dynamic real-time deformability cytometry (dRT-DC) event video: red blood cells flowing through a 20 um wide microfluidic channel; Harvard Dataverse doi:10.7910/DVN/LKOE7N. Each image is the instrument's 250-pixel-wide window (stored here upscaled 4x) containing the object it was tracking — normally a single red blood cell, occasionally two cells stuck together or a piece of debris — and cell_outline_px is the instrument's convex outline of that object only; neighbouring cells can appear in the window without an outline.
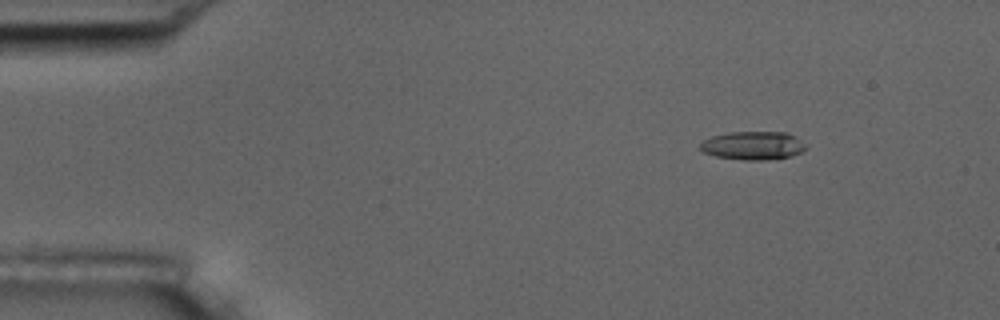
{"species": "common noctule bat (a hibernating species)", "species_latin": "Nyctalus noctula", "temperature_condition": "room temperature", "stored_images_in_passage": 9, "camera_frame_rate_fps": 3000, "um_per_image_px": 0.085, "animal": {"sex": "male", "body_mass_g": 17.5, "forearm_length_mm": 52.3}, "frame": {"image": 1, "passage_image": 2, "time_ms": 1.333, "image_size_px": [1000, 320], "cell_outline_px": [[804, 148], [800, 152], [792, 156], [764, 160], [744, 160], [716, 156], [704, 152], [700, 148], [700, 144], [704, 140], [712, 136], [728, 132], [788, 132], [796, 136], [804, 144]], "centroid_in_image_um": [64.0, 12.36], "position_along_channel_um": 21.0, "area_um2": 17.34}}
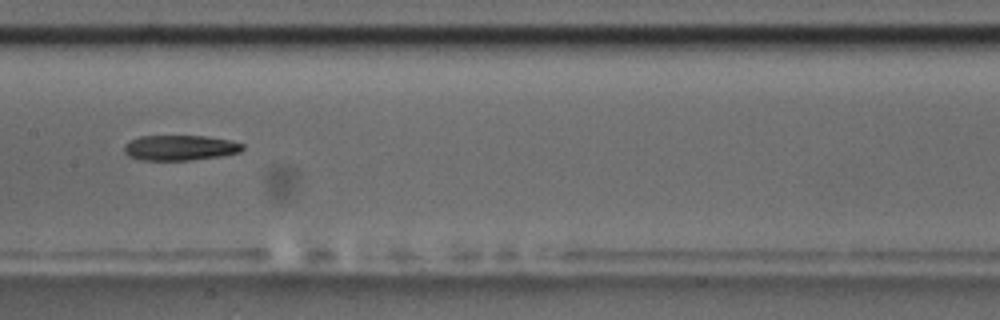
{"frame": {"image": 2, "passage_image": 8, "time_ms": 8.333, "image_size_px": [1000, 320], "cell_outline_px": [[244, 148], [240, 152], [220, 156], [192, 160], [140, 160], [128, 156], [124, 152], [124, 144], [140, 136], [204, 136], [228, 140], [244, 144]], "centroid_in_image_um": [15.28, 12.56], "position_along_channel_um": 192.1, "area_um2": 17.4}}
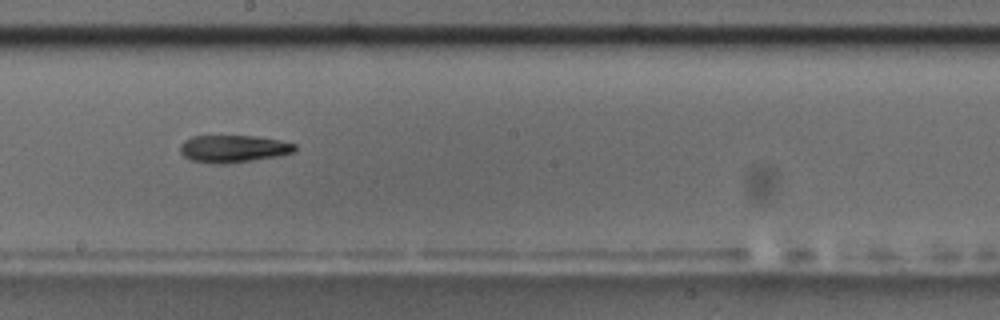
{"frame": {"image": 3, "passage_image": 9, "time_ms": 9.333, "image_size_px": [1000, 320], "cell_outline_px": [[296, 152], [276, 156], [252, 160], [224, 164], [216, 164], [192, 160], [184, 156], [180, 152], [180, 144], [184, 140], [192, 136], [256, 136], [296, 144]], "centroid_in_image_um": [19.81, 12.64], "position_along_channel_um": 228.4, "area_um2": 18.15}}